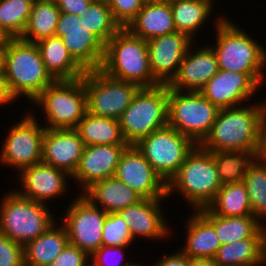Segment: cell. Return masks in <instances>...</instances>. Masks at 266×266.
<instances>
[{
    "label": "cell",
    "mask_w": 266,
    "mask_h": 266,
    "mask_svg": "<svg viewBox=\"0 0 266 266\" xmlns=\"http://www.w3.org/2000/svg\"><path fill=\"white\" fill-rule=\"evenodd\" d=\"M264 103V104H263ZM266 120V103L222 108L211 131L200 146L207 151H249L257 149Z\"/></svg>",
    "instance_id": "cell-1"
},
{
    "label": "cell",
    "mask_w": 266,
    "mask_h": 266,
    "mask_svg": "<svg viewBox=\"0 0 266 266\" xmlns=\"http://www.w3.org/2000/svg\"><path fill=\"white\" fill-rule=\"evenodd\" d=\"M2 70L12 94L31 103L56 79L43 63L39 47L20 38H8L3 49Z\"/></svg>",
    "instance_id": "cell-2"
},
{
    "label": "cell",
    "mask_w": 266,
    "mask_h": 266,
    "mask_svg": "<svg viewBox=\"0 0 266 266\" xmlns=\"http://www.w3.org/2000/svg\"><path fill=\"white\" fill-rule=\"evenodd\" d=\"M221 186L211 152L196 145L166 184V192L169 197L177 191L194 211H198L214 201Z\"/></svg>",
    "instance_id": "cell-3"
},
{
    "label": "cell",
    "mask_w": 266,
    "mask_h": 266,
    "mask_svg": "<svg viewBox=\"0 0 266 266\" xmlns=\"http://www.w3.org/2000/svg\"><path fill=\"white\" fill-rule=\"evenodd\" d=\"M106 75L140 87L160 83L153 77L149 64L147 41L121 28L106 44L100 67Z\"/></svg>",
    "instance_id": "cell-4"
},
{
    "label": "cell",
    "mask_w": 266,
    "mask_h": 266,
    "mask_svg": "<svg viewBox=\"0 0 266 266\" xmlns=\"http://www.w3.org/2000/svg\"><path fill=\"white\" fill-rule=\"evenodd\" d=\"M229 19L221 15L214 22L216 44L211 47L217 56L219 70L264 73L266 67L264 45Z\"/></svg>",
    "instance_id": "cell-5"
},
{
    "label": "cell",
    "mask_w": 266,
    "mask_h": 266,
    "mask_svg": "<svg viewBox=\"0 0 266 266\" xmlns=\"http://www.w3.org/2000/svg\"><path fill=\"white\" fill-rule=\"evenodd\" d=\"M168 86L141 87L119 119L123 139L136 145L142 138L168 125Z\"/></svg>",
    "instance_id": "cell-6"
},
{
    "label": "cell",
    "mask_w": 266,
    "mask_h": 266,
    "mask_svg": "<svg viewBox=\"0 0 266 266\" xmlns=\"http://www.w3.org/2000/svg\"><path fill=\"white\" fill-rule=\"evenodd\" d=\"M47 204L19 195L15 190L0 202V232L25 246L55 223Z\"/></svg>",
    "instance_id": "cell-7"
},
{
    "label": "cell",
    "mask_w": 266,
    "mask_h": 266,
    "mask_svg": "<svg viewBox=\"0 0 266 266\" xmlns=\"http://www.w3.org/2000/svg\"><path fill=\"white\" fill-rule=\"evenodd\" d=\"M43 109L49 129L76 128L87 112V94L83 77L74 80H56L32 102Z\"/></svg>",
    "instance_id": "cell-8"
},
{
    "label": "cell",
    "mask_w": 266,
    "mask_h": 266,
    "mask_svg": "<svg viewBox=\"0 0 266 266\" xmlns=\"http://www.w3.org/2000/svg\"><path fill=\"white\" fill-rule=\"evenodd\" d=\"M219 108L196 91L168 88V125L200 145L211 131Z\"/></svg>",
    "instance_id": "cell-9"
},
{
    "label": "cell",
    "mask_w": 266,
    "mask_h": 266,
    "mask_svg": "<svg viewBox=\"0 0 266 266\" xmlns=\"http://www.w3.org/2000/svg\"><path fill=\"white\" fill-rule=\"evenodd\" d=\"M135 146L167 184L196 144L167 125L142 138Z\"/></svg>",
    "instance_id": "cell-10"
},
{
    "label": "cell",
    "mask_w": 266,
    "mask_h": 266,
    "mask_svg": "<svg viewBox=\"0 0 266 266\" xmlns=\"http://www.w3.org/2000/svg\"><path fill=\"white\" fill-rule=\"evenodd\" d=\"M83 82L87 94V112L116 120L120 119L141 88L135 83L112 78L100 69L86 71Z\"/></svg>",
    "instance_id": "cell-11"
},
{
    "label": "cell",
    "mask_w": 266,
    "mask_h": 266,
    "mask_svg": "<svg viewBox=\"0 0 266 266\" xmlns=\"http://www.w3.org/2000/svg\"><path fill=\"white\" fill-rule=\"evenodd\" d=\"M8 132L0 152L1 164L14 167L20 172L42 161L45 127L39 124L31 110L14 123Z\"/></svg>",
    "instance_id": "cell-12"
},
{
    "label": "cell",
    "mask_w": 266,
    "mask_h": 266,
    "mask_svg": "<svg viewBox=\"0 0 266 266\" xmlns=\"http://www.w3.org/2000/svg\"><path fill=\"white\" fill-rule=\"evenodd\" d=\"M107 214L80 193L69 204L62 221L69 243L91 256L102 246V231Z\"/></svg>",
    "instance_id": "cell-13"
},
{
    "label": "cell",
    "mask_w": 266,
    "mask_h": 266,
    "mask_svg": "<svg viewBox=\"0 0 266 266\" xmlns=\"http://www.w3.org/2000/svg\"><path fill=\"white\" fill-rule=\"evenodd\" d=\"M55 36L61 38L69 54L85 71L100 69L105 44L88 30L82 16L61 12Z\"/></svg>",
    "instance_id": "cell-14"
},
{
    "label": "cell",
    "mask_w": 266,
    "mask_h": 266,
    "mask_svg": "<svg viewBox=\"0 0 266 266\" xmlns=\"http://www.w3.org/2000/svg\"><path fill=\"white\" fill-rule=\"evenodd\" d=\"M265 78L263 73L219 70L199 92L219 109L235 107L247 103Z\"/></svg>",
    "instance_id": "cell-15"
},
{
    "label": "cell",
    "mask_w": 266,
    "mask_h": 266,
    "mask_svg": "<svg viewBox=\"0 0 266 266\" xmlns=\"http://www.w3.org/2000/svg\"><path fill=\"white\" fill-rule=\"evenodd\" d=\"M114 176L143 199L168 198L166 183L135 145L124 150Z\"/></svg>",
    "instance_id": "cell-16"
},
{
    "label": "cell",
    "mask_w": 266,
    "mask_h": 266,
    "mask_svg": "<svg viewBox=\"0 0 266 266\" xmlns=\"http://www.w3.org/2000/svg\"><path fill=\"white\" fill-rule=\"evenodd\" d=\"M191 44L195 45L193 40L178 31L147 41L150 69L160 84H168L176 75Z\"/></svg>",
    "instance_id": "cell-17"
},
{
    "label": "cell",
    "mask_w": 266,
    "mask_h": 266,
    "mask_svg": "<svg viewBox=\"0 0 266 266\" xmlns=\"http://www.w3.org/2000/svg\"><path fill=\"white\" fill-rule=\"evenodd\" d=\"M19 175L22 189L15 191L24 198L44 204H47L46 200L49 201L57 196L62 197L63 193L65 195L69 188L67 178L72 177L64 170L42 161L22 169Z\"/></svg>",
    "instance_id": "cell-18"
},
{
    "label": "cell",
    "mask_w": 266,
    "mask_h": 266,
    "mask_svg": "<svg viewBox=\"0 0 266 266\" xmlns=\"http://www.w3.org/2000/svg\"><path fill=\"white\" fill-rule=\"evenodd\" d=\"M128 146V144L86 145L80 164L71 180H77L76 184L80 185L83 193L93 183L113 177L120 157Z\"/></svg>",
    "instance_id": "cell-19"
},
{
    "label": "cell",
    "mask_w": 266,
    "mask_h": 266,
    "mask_svg": "<svg viewBox=\"0 0 266 266\" xmlns=\"http://www.w3.org/2000/svg\"><path fill=\"white\" fill-rule=\"evenodd\" d=\"M85 146L75 128H45L42 162L73 176L80 164Z\"/></svg>",
    "instance_id": "cell-20"
},
{
    "label": "cell",
    "mask_w": 266,
    "mask_h": 266,
    "mask_svg": "<svg viewBox=\"0 0 266 266\" xmlns=\"http://www.w3.org/2000/svg\"><path fill=\"white\" fill-rule=\"evenodd\" d=\"M192 44L178 67L176 75L167 84L169 89L177 91L199 92L219 71L217 56L211 45L191 52Z\"/></svg>",
    "instance_id": "cell-21"
},
{
    "label": "cell",
    "mask_w": 266,
    "mask_h": 266,
    "mask_svg": "<svg viewBox=\"0 0 266 266\" xmlns=\"http://www.w3.org/2000/svg\"><path fill=\"white\" fill-rule=\"evenodd\" d=\"M164 198L142 199L139 202L118 211L128 225L133 239H162L168 238L171 228L163 216L161 201ZM168 225V226H167ZM170 228V229H169ZM141 236V237H140Z\"/></svg>",
    "instance_id": "cell-22"
},
{
    "label": "cell",
    "mask_w": 266,
    "mask_h": 266,
    "mask_svg": "<svg viewBox=\"0 0 266 266\" xmlns=\"http://www.w3.org/2000/svg\"><path fill=\"white\" fill-rule=\"evenodd\" d=\"M127 29L146 41L177 31L170 2H145Z\"/></svg>",
    "instance_id": "cell-23"
},
{
    "label": "cell",
    "mask_w": 266,
    "mask_h": 266,
    "mask_svg": "<svg viewBox=\"0 0 266 266\" xmlns=\"http://www.w3.org/2000/svg\"><path fill=\"white\" fill-rule=\"evenodd\" d=\"M82 194L106 213L118 212L143 199L115 176L93 183Z\"/></svg>",
    "instance_id": "cell-24"
},
{
    "label": "cell",
    "mask_w": 266,
    "mask_h": 266,
    "mask_svg": "<svg viewBox=\"0 0 266 266\" xmlns=\"http://www.w3.org/2000/svg\"><path fill=\"white\" fill-rule=\"evenodd\" d=\"M198 211L213 225L221 245L247 238H264V224L254 215L223 217L208 207Z\"/></svg>",
    "instance_id": "cell-25"
},
{
    "label": "cell",
    "mask_w": 266,
    "mask_h": 266,
    "mask_svg": "<svg viewBox=\"0 0 266 266\" xmlns=\"http://www.w3.org/2000/svg\"><path fill=\"white\" fill-rule=\"evenodd\" d=\"M186 221V242L181 251L189 258L213 259L221 246L213 225L199 211Z\"/></svg>",
    "instance_id": "cell-26"
},
{
    "label": "cell",
    "mask_w": 266,
    "mask_h": 266,
    "mask_svg": "<svg viewBox=\"0 0 266 266\" xmlns=\"http://www.w3.org/2000/svg\"><path fill=\"white\" fill-rule=\"evenodd\" d=\"M56 223L24 246L25 266H48L64 250L69 243L67 230Z\"/></svg>",
    "instance_id": "cell-27"
},
{
    "label": "cell",
    "mask_w": 266,
    "mask_h": 266,
    "mask_svg": "<svg viewBox=\"0 0 266 266\" xmlns=\"http://www.w3.org/2000/svg\"><path fill=\"white\" fill-rule=\"evenodd\" d=\"M46 69L56 80L82 78L85 70L72 58L60 37L44 38L36 43Z\"/></svg>",
    "instance_id": "cell-28"
},
{
    "label": "cell",
    "mask_w": 266,
    "mask_h": 266,
    "mask_svg": "<svg viewBox=\"0 0 266 266\" xmlns=\"http://www.w3.org/2000/svg\"><path fill=\"white\" fill-rule=\"evenodd\" d=\"M213 0H178L170 2L174 25L180 33L195 40V34L210 18L215 5ZM205 22V23H204Z\"/></svg>",
    "instance_id": "cell-29"
},
{
    "label": "cell",
    "mask_w": 266,
    "mask_h": 266,
    "mask_svg": "<svg viewBox=\"0 0 266 266\" xmlns=\"http://www.w3.org/2000/svg\"><path fill=\"white\" fill-rule=\"evenodd\" d=\"M264 238H247L221 245L213 261L216 266L263 265Z\"/></svg>",
    "instance_id": "cell-30"
},
{
    "label": "cell",
    "mask_w": 266,
    "mask_h": 266,
    "mask_svg": "<svg viewBox=\"0 0 266 266\" xmlns=\"http://www.w3.org/2000/svg\"><path fill=\"white\" fill-rule=\"evenodd\" d=\"M85 145L127 144L119 120L99 117L88 112L75 128Z\"/></svg>",
    "instance_id": "cell-31"
},
{
    "label": "cell",
    "mask_w": 266,
    "mask_h": 266,
    "mask_svg": "<svg viewBox=\"0 0 266 266\" xmlns=\"http://www.w3.org/2000/svg\"><path fill=\"white\" fill-rule=\"evenodd\" d=\"M60 13L56 2L34 1L27 26L20 39L37 43L44 38L55 36Z\"/></svg>",
    "instance_id": "cell-32"
},
{
    "label": "cell",
    "mask_w": 266,
    "mask_h": 266,
    "mask_svg": "<svg viewBox=\"0 0 266 266\" xmlns=\"http://www.w3.org/2000/svg\"><path fill=\"white\" fill-rule=\"evenodd\" d=\"M219 179L223 185L241 183L245 174L256 163V149L249 151H210Z\"/></svg>",
    "instance_id": "cell-33"
},
{
    "label": "cell",
    "mask_w": 266,
    "mask_h": 266,
    "mask_svg": "<svg viewBox=\"0 0 266 266\" xmlns=\"http://www.w3.org/2000/svg\"><path fill=\"white\" fill-rule=\"evenodd\" d=\"M208 208L214 214L223 217L253 215L248 193L243 182L221 186L216 198Z\"/></svg>",
    "instance_id": "cell-34"
},
{
    "label": "cell",
    "mask_w": 266,
    "mask_h": 266,
    "mask_svg": "<svg viewBox=\"0 0 266 266\" xmlns=\"http://www.w3.org/2000/svg\"><path fill=\"white\" fill-rule=\"evenodd\" d=\"M34 0H0V30L20 38L27 26Z\"/></svg>",
    "instance_id": "cell-35"
},
{
    "label": "cell",
    "mask_w": 266,
    "mask_h": 266,
    "mask_svg": "<svg viewBox=\"0 0 266 266\" xmlns=\"http://www.w3.org/2000/svg\"><path fill=\"white\" fill-rule=\"evenodd\" d=\"M83 20L88 30L94 33L104 44L121 29L112 15L107 0H93L85 8Z\"/></svg>",
    "instance_id": "cell-36"
},
{
    "label": "cell",
    "mask_w": 266,
    "mask_h": 266,
    "mask_svg": "<svg viewBox=\"0 0 266 266\" xmlns=\"http://www.w3.org/2000/svg\"><path fill=\"white\" fill-rule=\"evenodd\" d=\"M246 187L252 214L262 223L266 221V167L257 161L245 174ZM265 219V220H264ZM264 220V221H263Z\"/></svg>",
    "instance_id": "cell-37"
},
{
    "label": "cell",
    "mask_w": 266,
    "mask_h": 266,
    "mask_svg": "<svg viewBox=\"0 0 266 266\" xmlns=\"http://www.w3.org/2000/svg\"><path fill=\"white\" fill-rule=\"evenodd\" d=\"M133 241L126 222L118 212L108 213L104 220L102 231V245L104 246H130Z\"/></svg>",
    "instance_id": "cell-38"
},
{
    "label": "cell",
    "mask_w": 266,
    "mask_h": 266,
    "mask_svg": "<svg viewBox=\"0 0 266 266\" xmlns=\"http://www.w3.org/2000/svg\"><path fill=\"white\" fill-rule=\"evenodd\" d=\"M115 21L127 28L145 4V0H107Z\"/></svg>",
    "instance_id": "cell-39"
},
{
    "label": "cell",
    "mask_w": 266,
    "mask_h": 266,
    "mask_svg": "<svg viewBox=\"0 0 266 266\" xmlns=\"http://www.w3.org/2000/svg\"><path fill=\"white\" fill-rule=\"evenodd\" d=\"M125 248L128 246H104L102 245L91 256L90 266H127L131 262L124 261ZM123 255V256H122ZM124 261V263L122 262Z\"/></svg>",
    "instance_id": "cell-40"
},
{
    "label": "cell",
    "mask_w": 266,
    "mask_h": 266,
    "mask_svg": "<svg viewBox=\"0 0 266 266\" xmlns=\"http://www.w3.org/2000/svg\"><path fill=\"white\" fill-rule=\"evenodd\" d=\"M0 266H25L24 246L0 232Z\"/></svg>",
    "instance_id": "cell-41"
},
{
    "label": "cell",
    "mask_w": 266,
    "mask_h": 266,
    "mask_svg": "<svg viewBox=\"0 0 266 266\" xmlns=\"http://www.w3.org/2000/svg\"><path fill=\"white\" fill-rule=\"evenodd\" d=\"M90 256L79 247L68 243L64 250L48 266H90Z\"/></svg>",
    "instance_id": "cell-42"
},
{
    "label": "cell",
    "mask_w": 266,
    "mask_h": 266,
    "mask_svg": "<svg viewBox=\"0 0 266 266\" xmlns=\"http://www.w3.org/2000/svg\"><path fill=\"white\" fill-rule=\"evenodd\" d=\"M92 1L93 0H58L56 3L60 12L83 17L85 16V8H87Z\"/></svg>",
    "instance_id": "cell-43"
},
{
    "label": "cell",
    "mask_w": 266,
    "mask_h": 266,
    "mask_svg": "<svg viewBox=\"0 0 266 266\" xmlns=\"http://www.w3.org/2000/svg\"><path fill=\"white\" fill-rule=\"evenodd\" d=\"M153 266H187V255L181 250L156 260Z\"/></svg>",
    "instance_id": "cell-44"
},
{
    "label": "cell",
    "mask_w": 266,
    "mask_h": 266,
    "mask_svg": "<svg viewBox=\"0 0 266 266\" xmlns=\"http://www.w3.org/2000/svg\"><path fill=\"white\" fill-rule=\"evenodd\" d=\"M17 98L12 94L8 85L7 79L5 78L4 71H0V105L11 104L16 101Z\"/></svg>",
    "instance_id": "cell-45"
},
{
    "label": "cell",
    "mask_w": 266,
    "mask_h": 266,
    "mask_svg": "<svg viewBox=\"0 0 266 266\" xmlns=\"http://www.w3.org/2000/svg\"><path fill=\"white\" fill-rule=\"evenodd\" d=\"M256 159L260 165L266 167V120L263 123L260 132L259 142L256 149Z\"/></svg>",
    "instance_id": "cell-46"
},
{
    "label": "cell",
    "mask_w": 266,
    "mask_h": 266,
    "mask_svg": "<svg viewBox=\"0 0 266 266\" xmlns=\"http://www.w3.org/2000/svg\"><path fill=\"white\" fill-rule=\"evenodd\" d=\"M187 266H216L213 259L189 258L187 256Z\"/></svg>",
    "instance_id": "cell-47"
},
{
    "label": "cell",
    "mask_w": 266,
    "mask_h": 266,
    "mask_svg": "<svg viewBox=\"0 0 266 266\" xmlns=\"http://www.w3.org/2000/svg\"><path fill=\"white\" fill-rule=\"evenodd\" d=\"M8 37L0 30V49H4Z\"/></svg>",
    "instance_id": "cell-48"
},
{
    "label": "cell",
    "mask_w": 266,
    "mask_h": 266,
    "mask_svg": "<svg viewBox=\"0 0 266 266\" xmlns=\"http://www.w3.org/2000/svg\"><path fill=\"white\" fill-rule=\"evenodd\" d=\"M263 263L266 264V224L264 225Z\"/></svg>",
    "instance_id": "cell-49"
},
{
    "label": "cell",
    "mask_w": 266,
    "mask_h": 266,
    "mask_svg": "<svg viewBox=\"0 0 266 266\" xmlns=\"http://www.w3.org/2000/svg\"><path fill=\"white\" fill-rule=\"evenodd\" d=\"M3 63V49H0V71L2 70Z\"/></svg>",
    "instance_id": "cell-50"
},
{
    "label": "cell",
    "mask_w": 266,
    "mask_h": 266,
    "mask_svg": "<svg viewBox=\"0 0 266 266\" xmlns=\"http://www.w3.org/2000/svg\"><path fill=\"white\" fill-rule=\"evenodd\" d=\"M127 266H147V265H143L142 263H134V262H131L129 265H127ZM151 266H152V264H151Z\"/></svg>",
    "instance_id": "cell-51"
},
{
    "label": "cell",
    "mask_w": 266,
    "mask_h": 266,
    "mask_svg": "<svg viewBox=\"0 0 266 266\" xmlns=\"http://www.w3.org/2000/svg\"><path fill=\"white\" fill-rule=\"evenodd\" d=\"M34 1H41V2H57L58 0H34Z\"/></svg>",
    "instance_id": "cell-52"
},
{
    "label": "cell",
    "mask_w": 266,
    "mask_h": 266,
    "mask_svg": "<svg viewBox=\"0 0 266 266\" xmlns=\"http://www.w3.org/2000/svg\"><path fill=\"white\" fill-rule=\"evenodd\" d=\"M146 2H153V1H166V0H145Z\"/></svg>",
    "instance_id": "cell-53"
},
{
    "label": "cell",
    "mask_w": 266,
    "mask_h": 266,
    "mask_svg": "<svg viewBox=\"0 0 266 266\" xmlns=\"http://www.w3.org/2000/svg\"><path fill=\"white\" fill-rule=\"evenodd\" d=\"M167 2H173V1H178V0H166Z\"/></svg>",
    "instance_id": "cell-54"
}]
</instances>
